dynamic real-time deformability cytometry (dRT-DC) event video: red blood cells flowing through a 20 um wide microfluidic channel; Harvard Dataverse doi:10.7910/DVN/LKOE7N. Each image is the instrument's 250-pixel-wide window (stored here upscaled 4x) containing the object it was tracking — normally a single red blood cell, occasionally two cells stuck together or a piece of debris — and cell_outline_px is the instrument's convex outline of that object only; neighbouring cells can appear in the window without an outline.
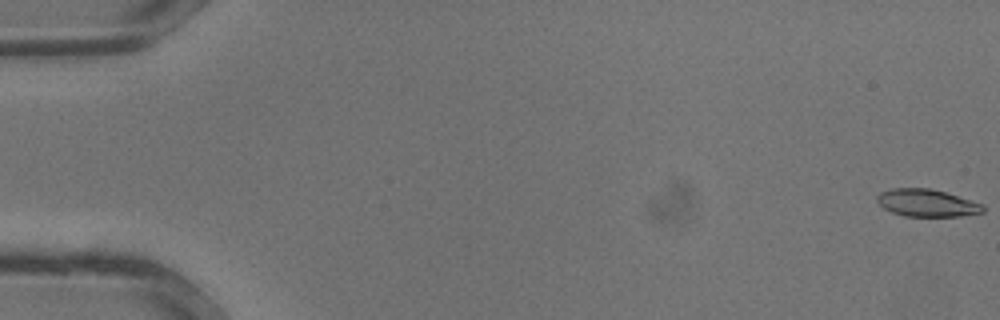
{"species": "common noctule bat (a hibernating species)", "species_latin": "Nyctalus noctula", "temperature_condition": "warm", "stored_images_in_passage": 35, "camera_frame_rate_fps": 3000, "um_per_image_px": 0.085, "animal": {"sex": "male", "body_mass_g": 13.3}, "frame": {"image": 1, "passage_image": 1, "time_ms": 0.0, "image_size_px": [1000, 320], "cell_outline_px": [[984, 212], [960, 216], [904, 216], [892, 212], [884, 208], [876, 200], [876, 196], [880, 192], [892, 188], [928, 188], [944, 192], [984, 204]], "centroid_in_image_um": [78.77, 17.25], "position_along_channel_um": 6.2, "area_um2": 16.82}}
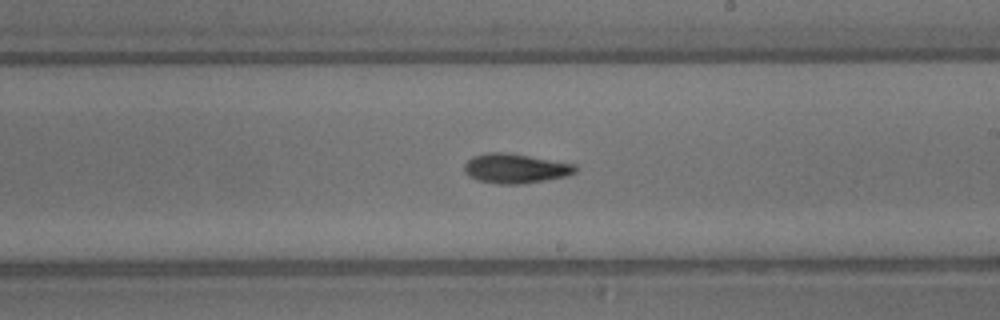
{"frame": {"image": 2, "passage_image": 21, "time_ms": 6.667, "image_size_px": [1000, 320], "cell_outline_px": [[576, 172], [568, 176], [520, 184], [496, 184], [476, 180], [468, 176], [464, 172], [464, 164], [472, 156], [484, 152], [504, 152], [576, 164]], "centroid_in_image_um": [43.76, 14.32], "position_along_channel_um": 245.2, "area_um2": 19.25}}
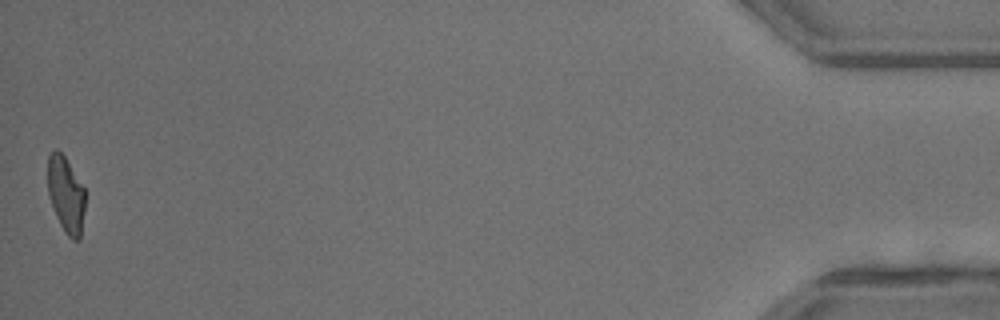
{"frame": {"image": 3, "passage_image": 35, "time_ms": 11.333, "image_size_px": [1000, 320], "cell_outline_px": [[84, 208], [80, 240], [72, 240], [64, 232], [56, 216], [48, 192], [48, 156], [56, 148], [64, 156], [84, 188]], "centroid_in_image_um": [5.6, 16.56], "position_along_channel_um": 429.6, "area_um2": 16.3}}